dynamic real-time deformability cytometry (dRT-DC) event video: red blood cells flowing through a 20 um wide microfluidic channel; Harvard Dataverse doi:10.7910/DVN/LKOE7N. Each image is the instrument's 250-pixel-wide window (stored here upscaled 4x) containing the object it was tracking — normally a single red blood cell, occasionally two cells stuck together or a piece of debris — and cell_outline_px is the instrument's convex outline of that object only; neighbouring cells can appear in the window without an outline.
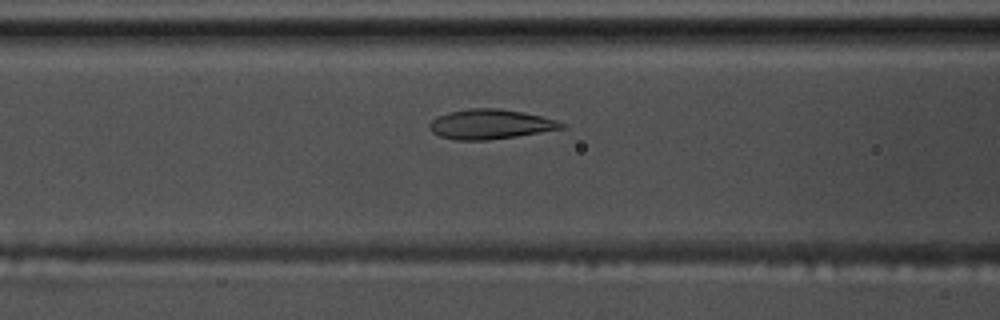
{"species": "common noctule bat (a hibernating species)", "species_latin": "Nyctalus noctula", "temperature_condition": "warm", "stored_images_in_passage": 52, "camera_frame_rate_fps": 3000, "um_per_image_px": 0.085, "animal": {"sex": "male", "body_mass_g": 17.5, "forearm_length_mm": 52.3}, "frame": {"image": 1, "passage_image": 19, "time_ms": 6.0, "image_size_px": [1000, 320], "cell_outline_px": [[564, 128], [516, 136], [488, 140], [456, 140], [440, 136], [432, 132], [428, 128], [428, 124], [436, 116], [448, 112], [472, 108], [500, 108], [524, 112], [556, 120], [564, 124]], "centroid_in_image_um": [41.62, 10.55], "position_along_channel_um": 125.0, "area_um2": 22.83}}
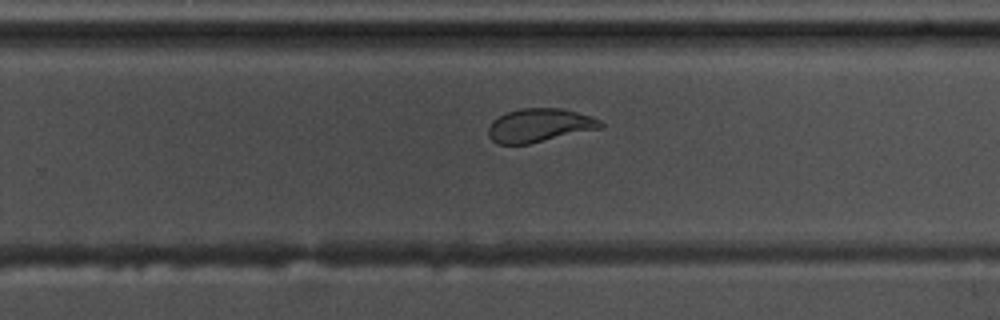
{"frame": {"image": 2, "passage_image": 32, "time_ms": 10.333, "image_size_px": [1000, 320], "cell_outline_px": [[604, 128], [528, 144], [496, 144], [488, 136], [488, 128], [492, 120], [508, 112], [520, 108], [564, 108], [592, 116], [600, 120], [604, 124]], "centroid_in_image_um": [45.89, 10.65], "position_along_channel_um": 283.9, "area_um2": 22.2}}
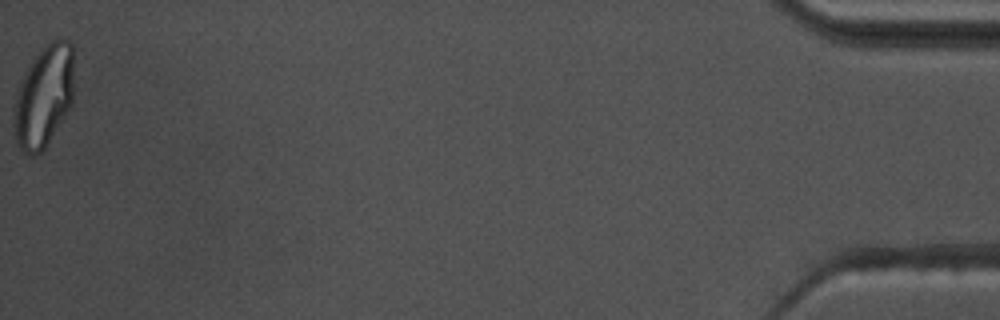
{"frame": {"image": 3, "passage_image": 52, "time_ms": 17.0, "image_size_px": [1000, 320], "cell_outline_px": [[72, 108], [44, 148], [36, 156], [32, 156], [24, 152], [16, 144], [12, 124], [12, 116], [20, 84], [28, 64], [40, 48], [44, 44], [52, 40], [68, 40], [72, 44]], "centroid_in_image_um": [3.71, 8.22], "position_along_channel_um": 431.5, "area_um2": 36.01}, "authors_computed_cell_mechanics": {"area_um2": 23.5824, "velocity_mm_per_s": 3.6818, "shape_relaxation_time_tau1_ms": 5.3665, "shape_relaxation_time_tau2_ms": 0.9968, "deformation_change_tau1": 0.185, "deformation_change_tau2": 0.0703}}